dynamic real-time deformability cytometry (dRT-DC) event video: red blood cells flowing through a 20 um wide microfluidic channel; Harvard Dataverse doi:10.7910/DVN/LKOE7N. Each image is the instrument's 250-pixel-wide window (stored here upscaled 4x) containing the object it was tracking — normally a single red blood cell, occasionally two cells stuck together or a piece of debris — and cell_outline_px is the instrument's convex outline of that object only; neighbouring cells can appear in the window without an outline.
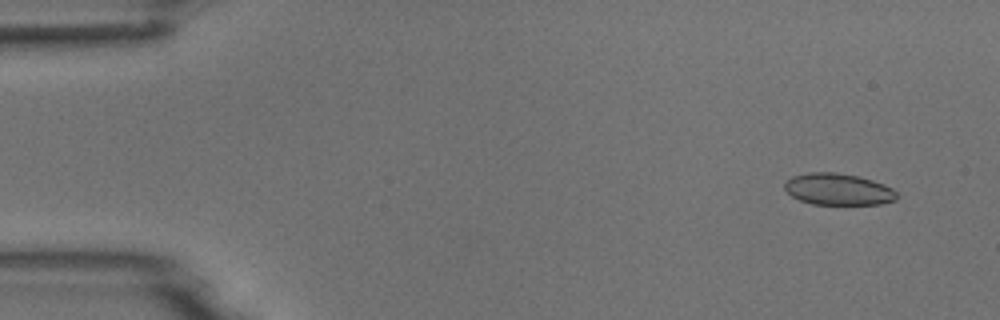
{"species": "common noctule bat (a hibernating species)", "species_latin": "Nyctalus noctula", "temperature_condition": "room temperature", "stored_images_in_passage": 4, "camera_frame_rate_fps": 3000, "um_per_image_px": 0.085, "animal": {"sex": "male", "body_mass_g": 18.8}, "frame": {"image": 1, "passage_image": 1, "time_ms": 0.0, "image_size_px": [1000, 320], "cell_outline_px": [[896, 200], [880, 204], [812, 204], [800, 200], [792, 196], [784, 188], [784, 184], [792, 176], [808, 172], [836, 172], [856, 176], [872, 180], [884, 184], [892, 188], [896, 192]], "centroid_in_image_um": [71.24, 16.08], "position_along_channel_um": 13.8, "area_um2": 20.58}}
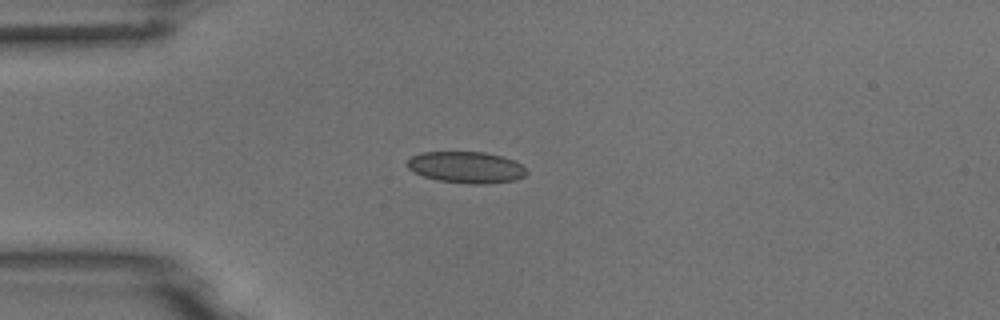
{"frame": {"image": 2, "passage_image": 4, "time_ms": 1.0, "image_size_px": [1000, 320], "cell_outline_px": [[528, 172], [524, 176], [516, 180], [484, 184], [468, 184], [436, 180], [412, 172], [408, 168], [408, 160], [412, 156], [420, 152], [484, 152], [500, 156], [512, 160], [520, 164]], "centroid_in_image_um": [39.6, 14.23], "position_along_channel_um": 45.4, "area_um2": 21.85}}